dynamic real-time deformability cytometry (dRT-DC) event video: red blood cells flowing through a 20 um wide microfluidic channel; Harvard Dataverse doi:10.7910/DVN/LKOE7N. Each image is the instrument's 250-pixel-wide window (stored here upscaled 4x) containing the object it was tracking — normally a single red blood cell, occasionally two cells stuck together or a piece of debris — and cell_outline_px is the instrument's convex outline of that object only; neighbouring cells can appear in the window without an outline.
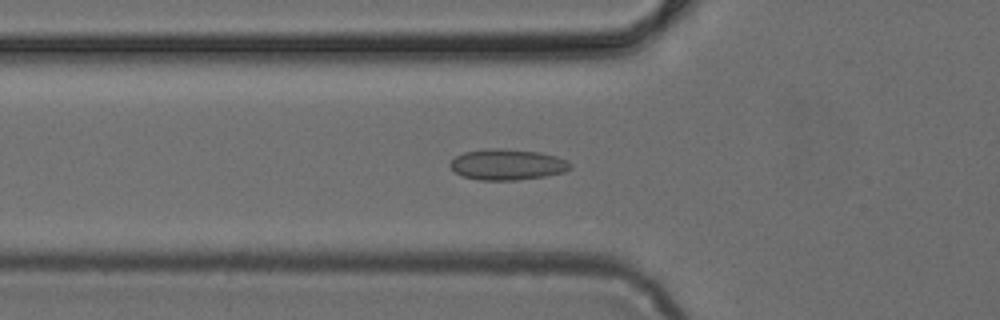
{"species": "common noctule bat (a hibernating species)", "species_latin": "Nyctalus noctula", "temperature_condition": "cold", "stored_images_in_passage": 37, "camera_frame_rate_fps": 3000, "um_per_image_px": 0.085, "animal": {"sex": "female", "body_mass_g": 24.6, "forearm_length_mm": 56.2}, "frame": {"image": 1, "passage_image": 5, "time_ms": 1.333, "image_size_px": [1000, 320], "cell_outline_px": [[572, 168], [564, 172], [544, 176], [516, 180], [480, 180], [460, 176], [448, 164], [456, 156], [464, 152], [488, 148], [500, 148], [540, 152], [556, 156], [568, 160], [572, 164]], "centroid_in_image_um": [43.13, 13.98], "position_along_channel_um": 82.7, "area_um2": 21.73}}
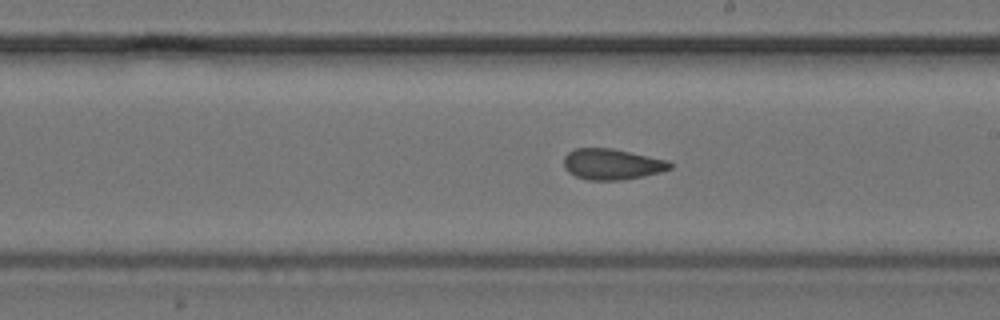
{"frame": {"image": 2, "passage_image": 16, "time_ms": 5.0, "image_size_px": [1000, 320], "cell_outline_px": [[672, 168], [660, 172], [644, 176], [620, 180], [588, 180], [576, 176], [568, 172], [564, 168], [564, 156], [568, 152], [576, 148], [612, 148], [668, 160], [672, 164]], "centroid_in_image_um": [52.01, 13.95], "position_along_channel_um": 237.0, "area_um2": 19.13}}
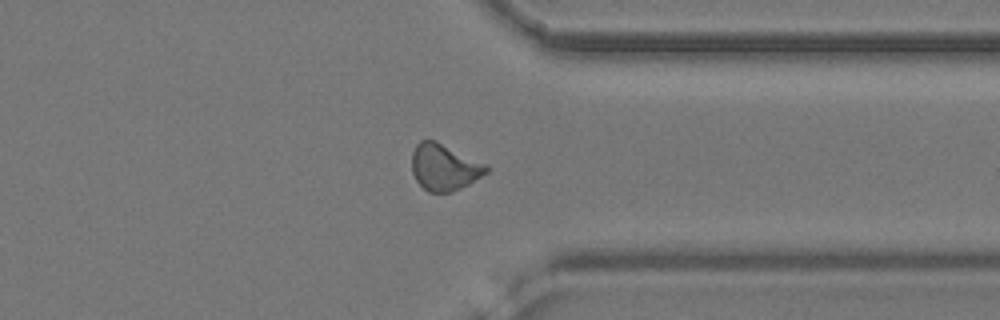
{"frame": {"image": 3, "passage_image": 26, "time_ms": 8.333, "image_size_px": [1000, 320], "cell_outline_px": [[488, 172], [468, 184], [452, 192], [428, 192], [416, 180], [412, 172], [412, 152], [416, 144], [420, 140], [436, 140], [488, 164]], "centroid_in_image_um": [37.76, 14.19], "position_along_channel_um": 373.6, "area_um2": 20.29}}